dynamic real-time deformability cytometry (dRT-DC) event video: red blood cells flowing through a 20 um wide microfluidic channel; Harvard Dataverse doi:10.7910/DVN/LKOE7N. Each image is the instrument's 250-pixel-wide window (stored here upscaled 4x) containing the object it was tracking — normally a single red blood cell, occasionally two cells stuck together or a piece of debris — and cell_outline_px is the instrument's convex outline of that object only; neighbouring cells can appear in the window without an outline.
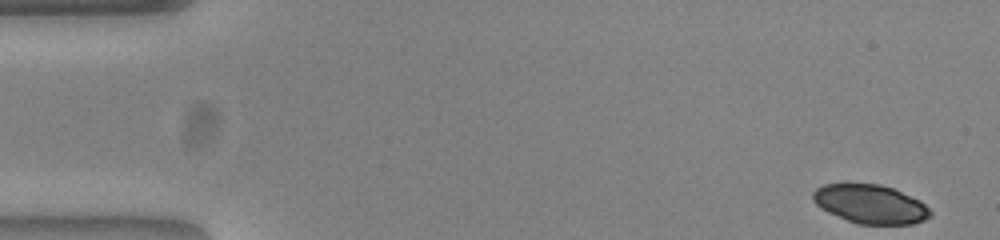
{"species": "common noctule bat (a hibernating species)", "species_latin": "Nyctalus noctula", "temperature_condition": "warm", "stored_images_in_passage": 51, "camera_frame_rate_fps": 3000, "um_per_image_px": 0.085, "animal": {"sex": "female", "body_mass_g": 23.0, "forearm_length_mm": 53.4}, "frame": {"image": 1, "passage_image": 1, "time_ms": 0.0, "image_size_px": [1000, 240], "cell_outline_px": [[932, 216], [924, 220], [912, 224], [856, 224], [828, 212], [820, 208], [812, 200], [812, 192], [816, 188], [824, 184], [848, 180], [880, 184], [892, 188], [920, 200], [932, 212]], "centroid_in_image_um": [73.92, 17.3], "position_along_channel_um": 11.1, "area_um2": 27.4}}